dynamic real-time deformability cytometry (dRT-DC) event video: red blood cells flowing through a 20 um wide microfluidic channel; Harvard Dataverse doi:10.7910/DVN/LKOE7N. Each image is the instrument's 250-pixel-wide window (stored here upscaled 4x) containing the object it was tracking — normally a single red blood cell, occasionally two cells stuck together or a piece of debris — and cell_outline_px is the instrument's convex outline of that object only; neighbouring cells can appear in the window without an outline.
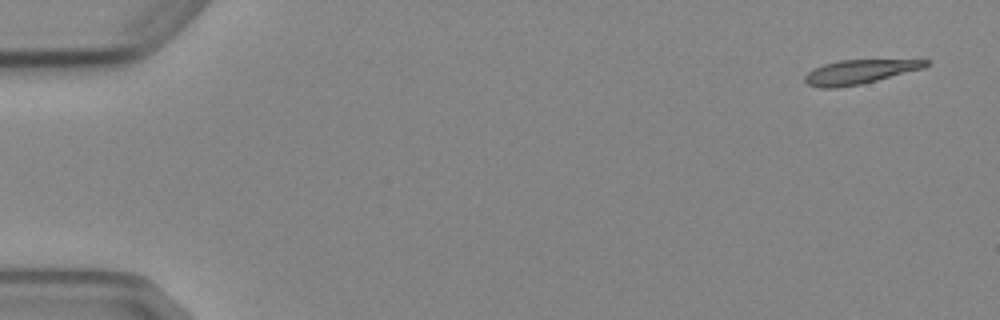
{"species": "Egyptian fruit bat (a non-hibernating species)", "species_latin": "Rousettus aegyptiacus", "temperature_condition": "cold", "stored_images_in_passage": 5, "camera_frame_rate_fps": 3000, "um_per_image_px": 0.085, "animal": {"sex": "female"}, "frame": {"image": 1, "passage_image": 1, "time_ms": 0.0, "image_size_px": [1000, 320], "cell_outline_px": [[932, 60], [924, 68], [860, 84], [836, 88], [820, 88], [808, 84], [804, 80], [804, 76], [812, 68], [836, 60]], "centroid_in_image_um": [73.0, 6.1], "position_along_channel_um": 12.0, "area_um2": 16.88}}
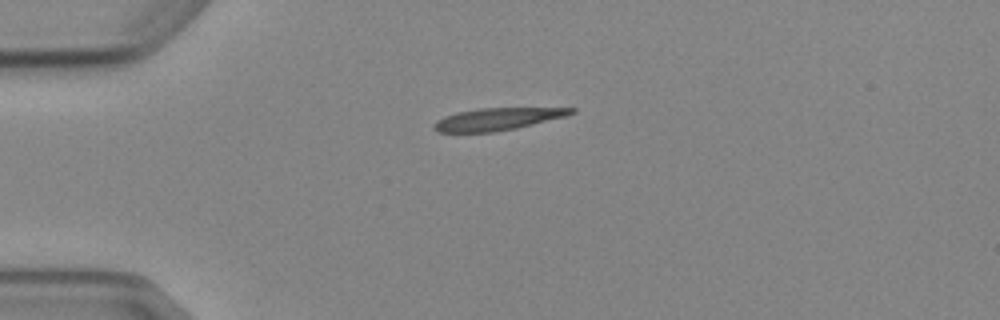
{"frame": {"image": 2, "passage_image": 4, "time_ms": 3.667, "image_size_px": [1000, 320], "cell_outline_px": [[576, 112], [564, 116], [516, 128], [496, 132], [436, 132], [432, 128], [432, 124], [436, 120], [444, 116], [456, 112], [480, 108], [576, 108]], "centroid_in_image_um": [42.2, 10.12], "position_along_channel_um": 42.8, "area_um2": 17.74}}